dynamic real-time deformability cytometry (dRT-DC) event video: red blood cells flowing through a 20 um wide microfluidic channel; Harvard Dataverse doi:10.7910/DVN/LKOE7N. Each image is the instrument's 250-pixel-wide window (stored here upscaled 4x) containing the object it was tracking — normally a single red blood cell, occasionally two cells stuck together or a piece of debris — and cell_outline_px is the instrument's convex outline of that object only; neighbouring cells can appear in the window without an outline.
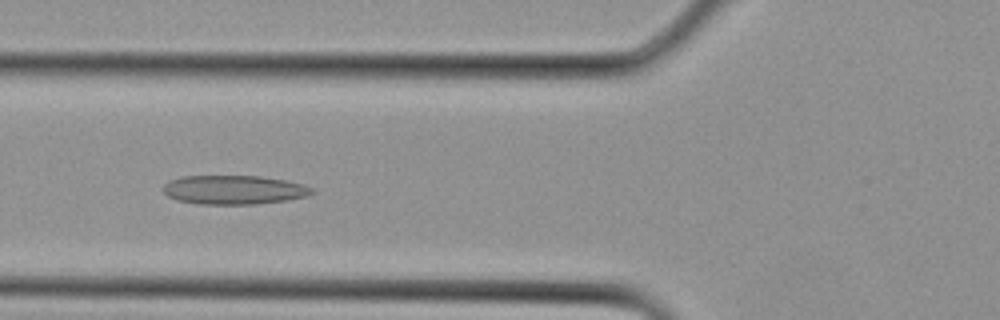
{"species": "Egyptian fruit bat (a non-hibernating species)", "species_latin": "Rousettus aegyptiacus", "temperature_condition": "cold", "stored_images_in_passage": 17, "camera_frame_rate_fps": 3000, "um_per_image_px": 0.085, "animal": {"sex": "female"}, "frame": {"image": 1, "passage_image": 10, "time_ms": 3.0, "image_size_px": [1000, 320], "cell_outline_px": [[316, 192], [308, 196], [288, 200], [256, 204], [196, 204], [176, 200], [168, 196], [164, 192], [164, 184], [168, 180], [180, 176], [260, 176], [284, 180], [304, 184], [312, 188]], "centroid_in_image_um": [19.89, 16.13], "position_along_channel_um": 105.9, "area_um2": 25.37}}
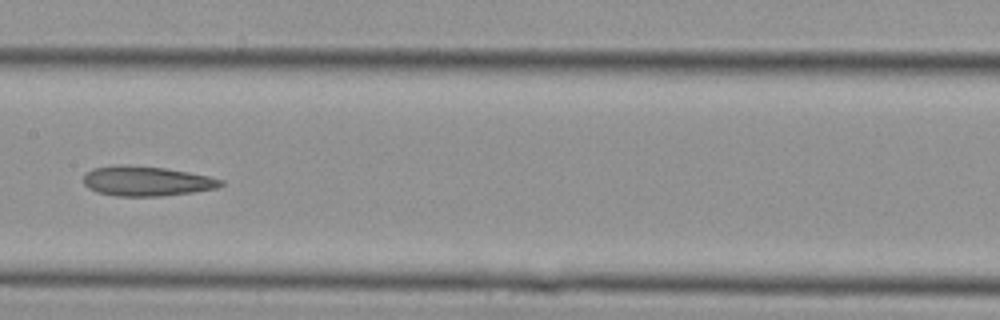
{"frame": {"image": 2, "passage_image": 14, "time_ms": 4.333, "image_size_px": [1000, 320], "cell_outline_px": [[224, 184], [216, 188], [192, 192], [164, 196], [116, 196], [96, 192], [88, 188], [84, 184], [84, 172], [92, 168], [116, 164], [120, 164], [164, 168], [188, 172], [208, 176], [224, 180]], "centroid_in_image_um": [12.41, 15.39], "position_along_channel_um": 195.0, "area_um2": 23.99}}
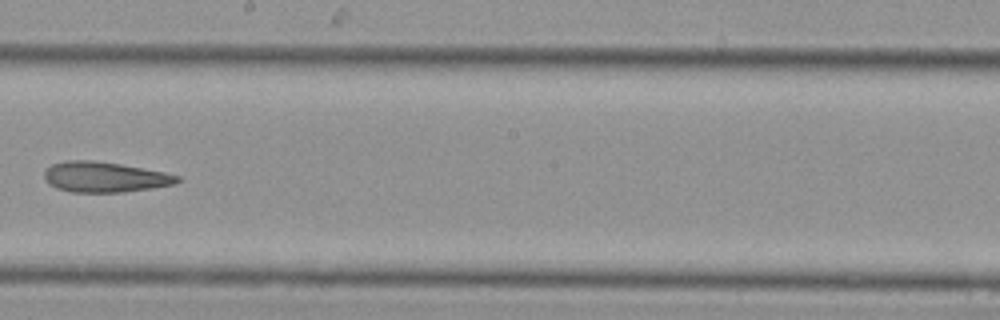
{"frame": {"image": 3, "passage_image": 16, "time_ms": 5.0, "image_size_px": [1000, 320], "cell_outline_px": [[180, 180], [176, 184], [152, 188], [124, 192], [72, 192], [56, 188], [48, 184], [44, 180], [44, 172], [52, 164], [68, 160], [92, 160], [120, 164], [164, 172], [180, 176]], "centroid_in_image_um": [8.89, 15.05], "position_along_channel_um": 239.3, "area_um2": 23.58}}